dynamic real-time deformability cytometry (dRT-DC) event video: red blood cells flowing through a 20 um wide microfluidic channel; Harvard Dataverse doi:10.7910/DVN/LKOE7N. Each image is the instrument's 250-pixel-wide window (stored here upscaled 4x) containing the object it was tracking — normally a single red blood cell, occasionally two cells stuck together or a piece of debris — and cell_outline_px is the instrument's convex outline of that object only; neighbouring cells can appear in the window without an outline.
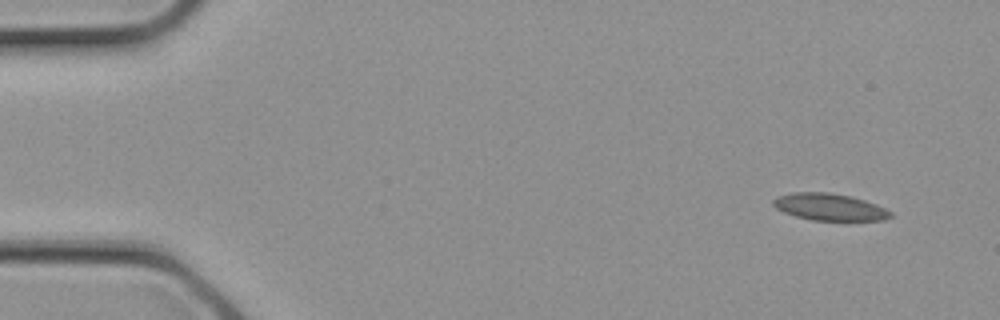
{"species": "common noctule bat (a hibernating species)", "species_latin": "Nyctalus noctula", "temperature_condition": "cold", "stored_images_in_passage": 3, "camera_frame_rate_fps": 3000, "um_per_image_px": 0.085, "animal": {"sex": "female", "body_mass_g": 21.9}, "frame": {"image": 1, "passage_image": 3, "time_ms": 0.667, "image_size_px": [1000, 320], "cell_outline_px": [[892, 216], [884, 220], [812, 220], [796, 216], [784, 212], [776, 208], [772, 204], [772, 200], [776, 196], [792, 192], [828, 192], [852, 196], [876, 204], [892, 212]], "centroid_in_image_um": [70.49, 17.58], "position_along_channel_um": 14.5, "area_um2": 18.44}}